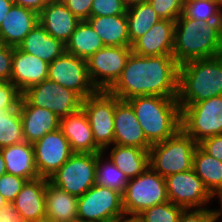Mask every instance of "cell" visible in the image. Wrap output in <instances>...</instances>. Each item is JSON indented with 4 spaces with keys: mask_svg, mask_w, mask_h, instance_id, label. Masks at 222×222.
Instances as JSON below:
<instances>
[{
    "mask_svg": "<svg viewBox=\"0 0 222 222\" xmlns=\"http://www.w3.org/2000/svg\"><path fill=\"white\" fill-rule=\"evenodd\" d=\"M148 1L149 0H123L124 4L127 7H130V6L135 5V4L143 3V2H148Z\"/></svg>",
    "mask_w": 222,
    "mask_h": 222,
    "instance_id": "c3c4849f",
    "label": "cell"
},
{
    "mask_svg": "<svg viewBox=\"0 0 222 222\" xmlns=\"http://www.w3.org/2000/svg\"><path fill=\"white\" fill-rule=\"evenodd\" d=\"M13 0H0V25L4 17L8 14L13 6Z\"/></svg>",
    "mask_w": 222,
    "mask_h": 222,
    "instance_id": "bcb514c9",
    "label": "cell"
},
{
    "mask_svg": "<svg viewBox=\"0 0 222 222\" xmlns=\"http://www.w3.org/2000/svg\"><path fill=\"white\" fill-rule=\"evenodd\" d=\"M5 173H6L5 161L0 151V176L4 175Z\"/></svg>",
    "mask_w": 222,
    "mask_h": 222,
    "instance_id": "681fc988",
    "label": "cell"
},
{
    "mask_svg": "<svg viewBox=\"0 0 222 222\" xmlns=\"http://www.w3.org/2000/svg\"><path fill=\"white\" fill-rule=\"evenodd\" d=\"M38 222H51V221H49V220H43V221H38Z\"/></svg>",
    "mask_w": 222,
    "mask_h": 222,
    "instance_id": "6f0895ef",
    "label": "cell"
},
{
    "mask_svg": "<svg viewBox=\"0 0 222 222\" xmlns=\"http://www.w3.org/2000/svg\"><path fill=\"white\" fill-rule=\"evenodd\" d=\"M182 14L203 23L222 21L219 1L184 2Z\"/></svg>",
    "mask_w": 222,
    "mask_h": 222,
    "instance_id": "836d02e7",
    "label": "cell"
},
{
    "mask_svg": "<svg viewBox=\"0 0 222 222\" xmlns=\"http://www.w3.org/2000/svg\"><path fill=\"white\" fill-rule=\"evenodd\" d=\"M193 170L214 197L222 191V162L199 146L194 151Z\"/></svg>",
    "mask_w": 222,
    "mask_h": 222,
    "instance_id": "f546056e",
    "label": "cell"
},
{
    "mask_svg": "<svg viewBox=\"0 0 222 222\" xmlns=\"http://www.w3.org/2000/svg\"><path fill=\"white\" fill-rule=\"evenodd\" d=\"M8 202L5 200V198L0 194V209L5 206Z\"/></svg>",
    "mask_w": 222,
    "mask_h": 222,
    "instance_id": "f907efd6",
    "label": "cell"
},
{
    "mask_svg": "<svg viewBox=\"0 0 222 222\" xmlns=\"http://www.w3.org/2000/svg\"><path fill=\"white\" fill-rule=\"evenodd\" d=\"M18 48L25 53L41 58L47 63L53 62L66 52V45L52 37L39 22L27 34Z\"/></svg>",
    "mask_w": 222,
    "mask_h": 222,
    "instance_id": "cb8c5ba5",
    "label": "cell"
},
{
    "mask_svg": "<svg viewBox=\"0 0 222 222\" xmlns=\"http://www.w3.org/2000/svg\"><path fill=\"white\" fill-rule=\"evenodd\" d=\"M100 154L73 153L49 181L70 195L82 196L95 185L97 157Z\"/></svg>",
    "mask_w": 222,
    "mask_h": 222,
    "instance_id": "9c48e42d",
    "label": "cell"
},
{
    "mask_svg": "<svg viewBox=\"0 0 222 222\" xmlns=\"http://www.w3.org/2000/svg\"><path fill=\"white\" fill-rule=\"evenodd\" d=\"M19 111L26 142L34 144L46 133L59 129L60 118L51 110L30 105L22 96Z\"/></svg>",
    "mask_w": 222,
    "mask_h": 222,
    "instance_id": "e0dca14e",
    "label": "cell"
},
{
    "mask_svg": "<svg viewBox=\"0 0 222 222\" xmlns=\"http://www.w3.org/2000/svg\"><path fill=\"white\" fill-rule=\"evenodd\" d=\"M39 22V14L29 8L13 4L0 25V42L18 47Z\"/></svg>",
    "mask_w": 222,
    "mask_h": 222,
    "instance_id": "7402d4cb",
    "label": "cell"
},
{
    "mask_svg": "<svg viewBox=\"0 0 222 222\" xmlns=\"http://www.w3.org/2000/svg\"><path fill=\"white\" fill-rule=\"evenodd\" d=\"M114 144L149 150L146 139L132 106L115 96Z\"/></svg>",
    "mask_w": 222,
    "mask_h": 222,
    "instance_id": "2e32d148",
    "label": "cell"
},
{
    "mask_svg": "<svg viewBox=\"0 0 222 222\" xmlns=\"http://www.w3.org/2000/svg\"><path fill=\"white\" fill-rule=\"evenodd\" d=\"M22 97L30 105L51 110L59 118L79 111L83 101L76 92L48 78L28 87L22 92Z\"/></svg>",
    "mask_w": 222,
    "mask_h": 222,
    "instance_id": "8fae6325",
    "label": "cell"
},
{
    "mask_svg": "<svg viewBox=\"0 0 222 222\" xmlns=\"http://www.w3.org/2000/svg\"><path fill=\"white\" fill-rule=\"evenodd\" d=\"M93 0H64L66 7L80 21L87 20L91 17V6Z\"/></svg>",
    "mask_w": 222,
    "mask_h": 222,
    "instance_id": "b9f144b4",
    "label": "cell"
},
{
    "mask_svg": "<svg viewBox=\"0 0 222 222\" xmlns=\"http://www.w3.org/2000/svg\"><path fill=\"white\" fill-rule=\"evenodd\" d=\"M77 218L84 222H116L126 219L122 194L105 186L93 185L78 197Z\"/></svg>",
    "mask_w": 222,
    "mask_h": 222,
    "instance_id": "52a82bcc",
    "label": "cell"
},
{
    "mask_svg": "<svg viewBox=\"0 0 222 222\" xmlns=\"http://www.w3.org/2000/svg\"><path fill=\"white\" fill-rule=\"evenodd\" d=\"M181 128L197 144L222 134V95L185 106L181 110Z\"/></svg>",
    "mask_w": 222,
    "mask_h": 222,
    "instance_id": "ba28073f",
    "label": "cell"
},
{
    "mask_svg": "<svg viewBox=\"0 0 222 222\" xmlns=\"http://www.w3.org/2000/svg\"><path fill=\"white\" fill-rule=\"evenodd\" d=\"M48 180L41 177L27 180L12 202L22 220L27 222L46 220L45 194Z\"/></svg>",
    "mask_w": 222,
    "mask_h": 222,
    "instance_id": "d6986e66",
    "label": "cell"
},
{
    "mask_svg": "<svg viewBox=\"0 0 222 222\" xmlns=\"http://www.w3.org/2000/svg\"><path fill=\"white\" fill-rule=\"evenodd\" d=\"M80 20L63 2H50L40 13L39 23L55 39L66 44Z\"/></svg>",
    "mask_w": 222,
    "mask_h": 222,
    "instance_id": "603a6c76",
    "label": "cell"
},
{
    "mask_svg": "<svg viewBox=\"0 0 222 222\" xmlns=\"http://www.w3.org/2000/svg\"><path fill=\"white\" fill-rule=\"evenodd\" d=\"M22 93L11 81H0V109H15Z\"/></svg>",
    "mask_w": 222,
    "mask_h": 222,
    "instance_id": "f35d334b",
    "label": "cell"
},
{
    "mask_svg": "<svg viewBox=\"0 0 222 222\" xmlns=\"http://www.w3.org/2000/svg\"><path fill=\"white\" fill-rule=\"evenodd\" d=\"M128 33L131 45L143 36L161 18L154 11L149 2L132 5L126 12Z\"/></svg>",
    "mask_w": 222,
    "mask_h": 222,
    "instance_id": "4dcf8cb0",
    "label": "cell"
},
{
    "mask_svg": "<svg viewBox=\"0 0 222 222\" xmlns=\"http://www.w3.org/2000/svg\"><path fill=\"white\" fill-rule=\"evenodd\" d=\"M198 144L181 128L163 142L149 149V166L164 178L193 169L194 151Z\"/></svg>",
    "mask_w": 222,
    "mask_h": 222,
    "instance_id": "5b68a950",
    "label": "cell"
},
{
    "mask_svg": "<svg viewBox=\"0 0 222 222\" xmlns=\"http://www.w3.org/2000/svg\"><path fill=\"white\" fill-rule=\"evenodd\" d=\"M132 47L104 46L87 59L88 75L97 90L108 91L119 79Z\"/></svg>",
    "mask_w": 222,
    "mask_h": 222,
    "instance_id": "7c38bea8",
    "label": "cell"
},
{
    "mask_svg": "<svg viewBox=\"0 0 222 222\" xmlns=\"http://www.w3.org/2000/svg\"><path fill=\"white\" fill-rule=\"evenodd\" d=\"M198 146L210 156L222 162V134L206 138Z\"/></svg>",
    "mask_w": 222,
    "mask_h": 222,
    "instance_id": "7bdbcfd3",
    "label": "cell"
},
{
    "mask_svg": "<svg viewBox=\"0 0 222 222\" xmlns=\"http://www.w3.org/2000/svg\"><path fill=\"white\" fill-rule=\"evenodd\" d=\"M59 129L68 139L73 153H102L96 145L88 117L81 108L79 111L60 118Z\"/></svg>",
    "mask_w": 222,
    "mask_h": 222,
    "instance_id": "44dd1931",
    "label": "cell"
},
{
    "mask_svg": "<svg viewBox=\"0 0 222 222\" xmlns=\"http://www.w3.org/2000/svg\"><path fill=\"white\" fill-rule=\"evenodd\" d=\"M6 167V173L27 180L39 178L35 165L33 144L23 141L0 149Z\"/></svg>",
    "mask_w": 222,
    "mask_h": 222,
    "instance_id": "d4e9b609",
    "label": "cell"
},
{
    "mask_svg": "<svg viewBox=\"0 0 222 222\" xmlns=\"http://www.w3.org/2000/svg\"><path fill=\"white\" fill-rule=\"evenodd\" d=\"M215 221L214 209H184L178 222H213Z\"/></svg>",
    "mask_w": 222,
    "mask_h": 222,
    "instance_id": "ab89813d",
    "label": "cell"
},
{
    "mask_svg": "<svg viewBox=\"0 0 222 222\" xmlns=\"http://www.w3.org/2000/svg\"><path fill=\"white\" fill-rule=\"evenodd\" d=\"M116 222H136V220L132 219V218H126V219H123V220H120V221H116Z\"/></svg>",
    "mask_w": 222,
    "mask_h": 222,
    "instance_id": "816d5d0a",
    "label": "cell"
},
{
    "mask_svg": "<svg viewBox=\"0 0 222 222\" xmlns=\"http://www.w3.org/2000/svg\"><path fill=\"white\" fill-rule=\"evenodd\" d=\"M27 179L5 173L0 176V194L8 203H12Z\"/></svg>",
    "mask_w": 222,
    "mask_h": 222,
    "instance_id": "74e56055",
    "label": "cell"
},
{
    "mask_svg": "<svg viewBox=\"0 0 222 222\" xmlns=\"http://www.w3.org/2000/svg\"><path fill=\"white\" fill-rule=\"evenodd\" d=\"M104 155L102 152L97 157L95 184L111 188L123 195L128 178L110 159L108 160V157L106 158L107 161H104Z\"/></svg>",
    "mask_w": 222,
    "mask_h": 222,
    "instance_id": "d6a6232c",
    "label": "cell"
},
{
    "mask_svg": "<svg viewBox=\"0 0 222 222\" xmlns=\"http://www.w3.org/2000/svg\"><path fill=\"white\" fill-rule=\"evenodd\" d=\"M49 63L13 47L11 82L22 93L48 78Z\"/></svg>",
    "mask_w": 222,
    "mask_h": 222,
    "instance_id": "ffe728a7",
    "label": "cell"
},
{
    "mask_svg": "<svg viewBox=\"0 0 222 222\" xmlns=\"http://www.w3.org/2000/svg\"><path fill=\"white\" fill-rule=\"evenodd\" d=\"M222 54V21L203 23L183 14L175 21L173 57L179 65Z\"/></svg>",
    "mask_w": 222,
    "mask_h": 222,
    "instance_id": "7a4b0ae2",
    "label": "cell"
},
{
    "mask_svg": "<svg viewBox=\"0 0 222 222\" xmlns=\"http://www.w3.org/2000/svg\"><path fill=\"white\" fill-rule=\"evenodd\" d=\"M35 165L41 178L49 179L73 154L60 129L46 133L33 144Z\"/></svg>",
    "mask_w": 222,
    "mask_h": 222,
    "instance_id": "9a60e30c",
    "label": "cell"
},
{
    "mask_svg": "<svg viewBox=\"0 0 222 222\" xmlns=\"http://www.w3.org/2000/svg\"><path fill=\"white\" fill-rule=\"evenodd\" d=\"M184 2H190V1H219V0H183Z\"/></svg>",
    "mask_w": 222,
    "mask_h": 222,
    "instance_id": "f5cc1de1",
    "label": "cell"
},
{
    "mask_svg": "<svg viewBox=\"0 0 222 222\" xmlns=\"http://www.w3.org/2000/svg\"><path fill=\"white\" fill-rule=\"evenodd\" d=\"M86 21L100 36L104 46L132 47L126 14L90 17Z\"/></svg>",
    "mask_w": 222,
    "mask_h": 222,
    "instance_id": "4316f807",
    "label": "cell"
},
{
    "mask_svg": "<svg viewBox=\"0 0 222 222\" xmlns=\"http://www.w3.org/2000/svg\"><path fill=\"white\" fill-rule=\"evenodd\" d=\"M15 222H27V221H24V220L20 219V220H17Z\"/></svg>",
    "mask_w": 222,
    "mask_h": 222,
    "instance_id": "9f6ffc18",
    "label": "cell"
},
{
    "mask_svg": "<svg viewBox=\"0 0 222 222\" xmlns=\"http://www.w3.org/2000/svg\"><path fill=\"white\" fill-rule=\"evenodd\" d=\"M219 7H220L221 14H222V0H219Z\"/></svg>",
    "mask_w": 222,
    "mask_h": 222,
    "instance_id": "db71d44e",
    "label": "cell"
},
{
    "mask_svg": "<svg viewBox=\"0 0 222 222\" xmlns=\"http://www.w3.org/2000/svg\"><path fill=\"white\" fill-rule=\"evenodd\" d=\"M52 2H63L64 0H50Z\"/></svg>",
    "mask_w": 222,
    "mask_h": 222,
    "instance_id": "11a10c76",
    "label": "cell"
},
{
    "mask_svg": "<svg viewBox=\"0 0 222 222\" xmlns=\"http://www.w3.org/2000/svg\"><path fill=\"white\" fill-rule=\"evenodd\" d=\"M175 21L161 19L132 44L139 56L173 55Z\"/></svg>",
    "mask_w": 222,
    "mask_h": 222,
    "instance_id": "ac0fdd59",
    "label": "cell"
},
{
    "mask_svg": "<svg viewBox=\"0 0 222 222\" xmlns=\"http://www.w3.org/2000/svg\"><path fill=\"white\" fill-rule=\"evenodd\" d=\"M96 145L105 153L114 144L115 95L97 90L82 101Z\"/></svg>",
    "mask_w": 222,
    "mask_h": 222,
    "instance_id": "30bf717a",
    "label": "cell"
},
{
    "mask_svg": "<svg viewBox=\"0 0 222 222\" xmlns=\"http://www.w3.org/2000/svg\"><path fill=\"white\" fill-rule=\"evenodd\" d=\"M23 141L19 105L15 109H0V149Z\"/></svg>",
    "mask_w": 222,
    "mask_h": 222,
    "instance_id": "1f68e13d",
    "label": "cell"
},
{
    "mask_svg": "<svg viewBox=\"0 0 222 222\" xmlns=\"http://www.w3.org/2000/svg\"><path fill=\"white\" fill-rule=\"evenodd\" d=\"M165 182L169 201L184 209L207 208L214 197L193 169L169 175Z\"/></svg>",
    "mask_w": 222,
    "mask_h": 222,
    "instance_id": "5bb4252c",
    "label": "cell"
},
{
    "mask_svg": "<svg viewBox=\"0 0 222 222\" xmlns=\"http://www.w3.org/2000/svg\"><path fill=\"white\" fill-rule=\"evenodd\" d=\"M222 95V54L179 65L177 101L185 106Z\"/></svg>",
    "mask_w": 222,
    "mask_h": 222,
    "instance_id": "3957f363",
    "label": "cell"
},
{
    "mask_svg": "<svg viewBox=\"0 0 222 222\" xmlns=\"http://www.w3.org/2000/svg\"><path fill=\"white\" fill-rule=\"evenodd\" d=\"M48 79L76 92L83 100L97 91L88 75L87 60L67 52L49 63Z\"/></svg>",
    "mask_w": 222,
    "mask_h": 222,
    "instance_id": "4fadbf2b",
    "label": "cell"
},
{
    "mask_svg": "<svg viewBox=\"0 0 222 222\" xmlns=\"http://www.w3.org/2000/svg\"><path fill=\"white\" fill-rule=\"evenodd\" d=\"M108 159L129 179L142 174L149 167V150L113 144Z\"/></svg>",
    "mask_w": 222,
    "mask_h": 222,
    "instance_id": "83f0119b",
    "label": "cell"
},
{
    "mask_svg": "<svg viewBox=\"0 0 222 222\" xmlns=\"http://www.w3.org/2000/svg\"><path fill=\"white\" fill-rule=\"evenodd\" d=\"M13 47L0 42V81H11Z\"/></svg>",
    "mask_w": 222,
    "mask_h": 222,
    "instance_id": "60d3db41",
    "label": "cell"
},
{
    "mask_svg": "<svg viewBox=\"0 0 222 222\" xmlns=\"http://www.w3.org/2000/svg\"><path fill=\"white\" fill-rule=\"evenodd\" d=\"M157 15L164 20L176 21L183 13V0H149Z\"/></svg>",
    "mask_w": 222,
    "mask_h": 222,
    "instance_id": "d590c367",
    "label": "cell"
},
{
    "mask_svg": "<svg viewBox=\"0 0 222 222\" xmlns=\"http://www.w3.org/2000/svg\"><path fill=\"white\" fill-rule=\"evenodd\" d=\"M14 4L34 10L38 14L51 2L50 0H13Z\"/></svg>",
    "mask_w": 222,
    "mask_h": 222,
    "instance_id": "ee69618b",
    "label": "cell"
},
{
    "mask_svg": "<svg viewBox=\"0 0 222 222\" xmlns=\"http://www.w3.org/2000/svg\"><path fill=\"white\" fill-rule=\"evenodd\" d=\"M184 208L168 201L145 209L134 219L136 222H178Z\"/></svg>",
    "mask_w": 222,
    "mask_h": 222,
    "instance_id": "e575fe53",
    "label": "cell"
},
{
    "mask_svg": "<svg viewBox=\"0 0 222 222\" xmlns=\"http://www.w3.org/2000/svg\"><path fill=\"white\" fill-rule=\"evenodd\" d=\"M78 197L55 186L49 180L45 194L46 219L51 222H73L77 218Z\"/></svg>",
    "mask_w": 222,
    "mask_h": 222,
    "instance_id": "484cf974",
    "label": "cell"
},
{
    "mask_svg": "<svg viewBox=\"0 0 222 222\" xmlns=\"http://www.w3.org/2000/svg\"><path fill=\"white\" fill-rule=\"evenodd\" d=\"M66 52L87 60L104 47L100 36L86 21H80L69 41L65 44Z\"/></svg>",
    "mask_w": 222,
    "mask_h": 222,
    "instance_id": "f1b7e54d",
    "label": "cell"
},
{
    "mask_svg": "<svg viewBox=\"0 0 222 222\" xmlns=\"http://www.w3.org/2000/svg\"><path fill=\"white\" fill-rule=\"evenodd\" d=\"M122 198L126 218L134 219L145 209L169 201L165 178L149 166L128 180Z\"/></svg>",
    "mask_w": 222,
    "mask_h": 222,
    "instance_id": "8992f818",
    "label": "cell"
},
{
    "mask_svg": "<svg viewBox=\"0 0 222 222\" xmlns=\"http://www.w3.org/2000/svg\"><path fill=\"white\" fill-rule=\"evenodd\" d=\"M0 219L5 220L6 222H15L20 220L19 212L14 208L12 203H7L0 209Z\"/></svg>",
    "mask_w": 222,
    "mask_h": 222,
    "instance_id": "f6af8a7d",
    "label": "cell"
},
{
    "mask_svg": "<svg viewBox=\"0 0 222 222\" xmlns=\"http://www.w3.org/2000/svg\"><path fill=\"white\" fill-rule=\"evenodd\" d=\"M127 8L123 0H93L91 17L124 15Z\"/></svg>",
    "mask_w": 222,
    "mask_h": 222,
    "instance_id": "8d00e7d4",
    "label": "cell"
},
{
    "mask_svg": "<svg viewBox=\"0 0 222 222\" xmlns=\"http://www.w3.org/2000/svg\"><path fill=\"white\" fill-rule=\"evenodd\" d=\"M215 196L219 197V200H220V204H221V207H220V210L217 209V210H214V213H215V221L218 222L217 220L220 221V218L222 217V191L217 193ZM220 217V218H219Z\"/></svg>",
    "mask_w": 222,
    "mask_h": 222,
    "instance_id": "7dc6e473",
    "label": "cell"
},
{
    "mask_svg": "<svg viewBox=\"0 0 222 222\" xmlns=\"http://www.w3.org/2000/svg\"><path fill=\"white\" fill-rule=\"evenodd\" d=\"M178 81L179 64L173 55L139 56L131 52L108 91L123 101L147 95L177 98Z\"/></svg>",
    "mask_w": 222,
    "mask_h": 222,
    "instance_id": "6da1fadb",
    "label": "cell"
},
{
    "mask_svg": "<svg viewBox=\"0 0 222 222\" xmlns=\"http://www.w3.org/2000/svg\"><path fill=\"white\" fill-rule=\"evenodd\" d=\"M126 101L132 106L151 144L163 142L181 129V109L177 98L147 95Z\"/></svg>",
    "mask_w": 222,
    "mask_h": 222,
    "instance_id": "277c9868",
    "label": "cell"
}]
</instances>
